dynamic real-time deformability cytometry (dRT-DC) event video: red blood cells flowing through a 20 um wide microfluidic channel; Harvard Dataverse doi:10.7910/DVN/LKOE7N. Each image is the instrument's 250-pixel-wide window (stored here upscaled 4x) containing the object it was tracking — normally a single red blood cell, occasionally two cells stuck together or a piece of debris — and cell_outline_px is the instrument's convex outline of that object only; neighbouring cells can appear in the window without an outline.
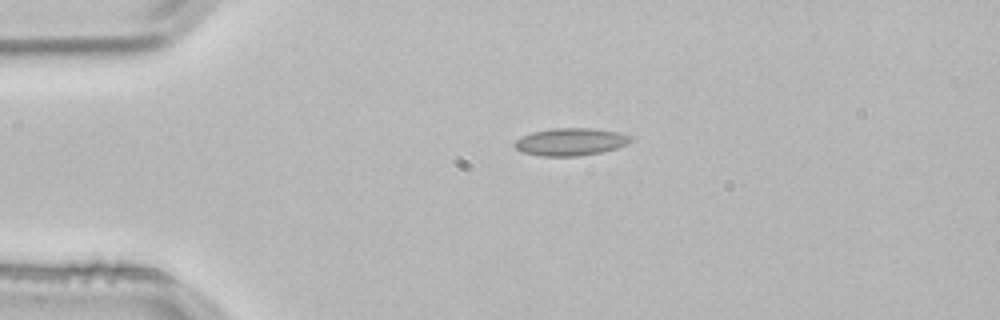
{"species": "common noctule bat (a hibernating species)", "species_latin": "Nyctalus noctula", "temperature_condition": "room temperature", "stored_images_in_passage": 2, "camera_frame_rate_fps": 3000, "um_per_image_px": 0.085, "animal": {"sex": "male", "body_mass_g": 21.5, "forearm_length_mm": 52.0}, "frame": {"image": 1, "passage_image": 1, "time_ms": 0.0, "image_size_px": [1000, 320], "cell_outline_px": [[632, 140], [628, 144], [616, 148], [600, 152], [580, 156], [540, 156], [524, 152], [516, 148], [512, 144], [520, 136], [532, 132], [552, 128], [592, 128], [616, 132], [632, 136]], "centroid_in_image_um": [48.48, 12.05], "position_along_channel_um": 36.5, "area_um2": 18.61}}